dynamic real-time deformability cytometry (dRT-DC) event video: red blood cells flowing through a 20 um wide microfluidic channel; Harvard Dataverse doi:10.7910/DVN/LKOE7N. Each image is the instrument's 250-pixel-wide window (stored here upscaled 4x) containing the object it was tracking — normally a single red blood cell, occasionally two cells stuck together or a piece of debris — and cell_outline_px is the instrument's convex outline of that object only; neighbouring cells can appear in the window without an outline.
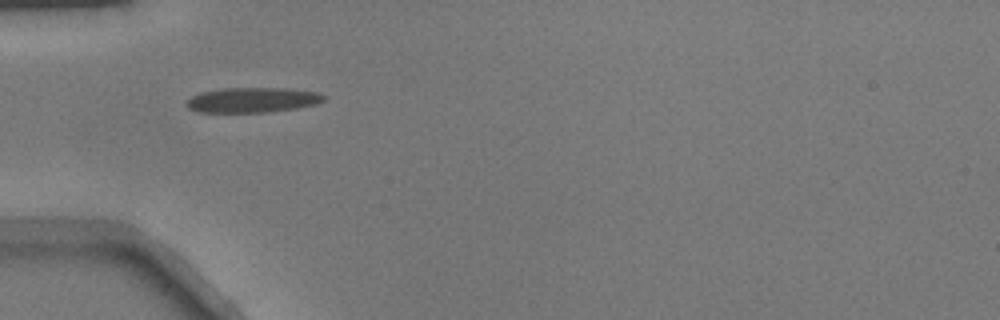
{"species": "common noctule bat (a hibernating species)", "species_latin": "Nyctalus noctula", "temperature_condition": "warm", "stored_images_in_passage": 35, "camera_frame_rate_fps": 3000, "um_per_image_px": 0.085, "animal": {"sex": "male", "body_mass_g": 17.9}, "frame": {"image": 1, "passage_image": 1, "time_ms": 0.0, "image_size_px": [1000, 320], "cell_outline_px": [[328, 96], [324, 100], [316, 104], [296, 108], [268, 112], [196, 112], [188, 108], [184, 104], [192, 96], [200, 92], [220, 88], [284, 88], [320, 92]], "centroid_in_image_um": [21.46, 8.49], "position_along_channel_um": 63.5, "area_um2": 20.23}}
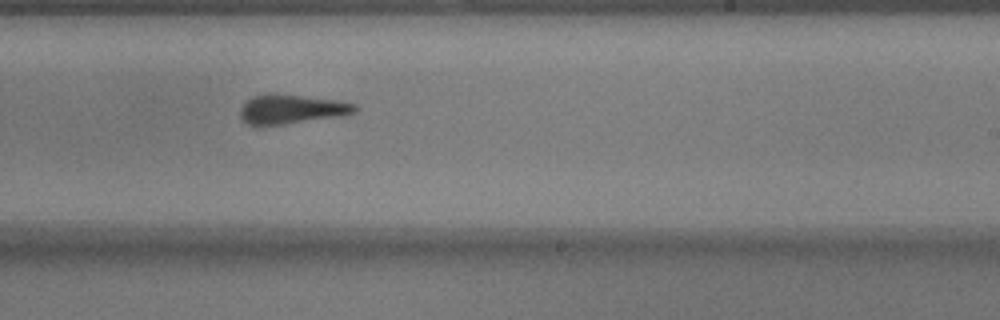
{"frame": {"image": 2, "passage_image": 16, "time_ms": 5.0, "image_size_px": [1000, 320], "cell_outline_px": [[360, 108], [356, 112], [340, 116], [264, 128], [256, 128], [244, 124], [240, 116], [240, 108], [248, 100], [264, 92], [276, 92], [336, 100], [356, 104]], "centroid_in_image_um": [24.71, 9.31], "position_along_channel_um": 264.3, "area_um2": 20.63}}
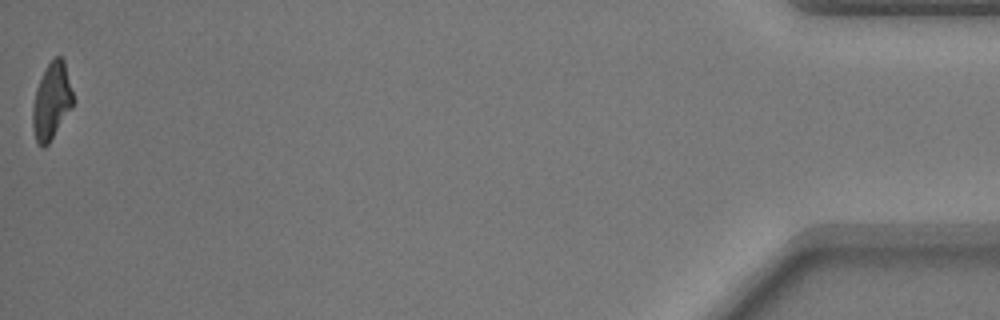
{"frame": {"image": 3, "passage_image": 35, "time_ms": 11.333, "image_size_px": [1000, 320], "cell_outline_px": [[76, 100], [72, 108], [48, 144], [44, 148], [36, 140], [32, 128], [32, 108], [36, 88], [52, 56], [60, 56], [64, 60]], "centroid_in_image_um": [4.41, 8.58], "position_along_channel_um": 430.8, "area_um2": 18.26}}